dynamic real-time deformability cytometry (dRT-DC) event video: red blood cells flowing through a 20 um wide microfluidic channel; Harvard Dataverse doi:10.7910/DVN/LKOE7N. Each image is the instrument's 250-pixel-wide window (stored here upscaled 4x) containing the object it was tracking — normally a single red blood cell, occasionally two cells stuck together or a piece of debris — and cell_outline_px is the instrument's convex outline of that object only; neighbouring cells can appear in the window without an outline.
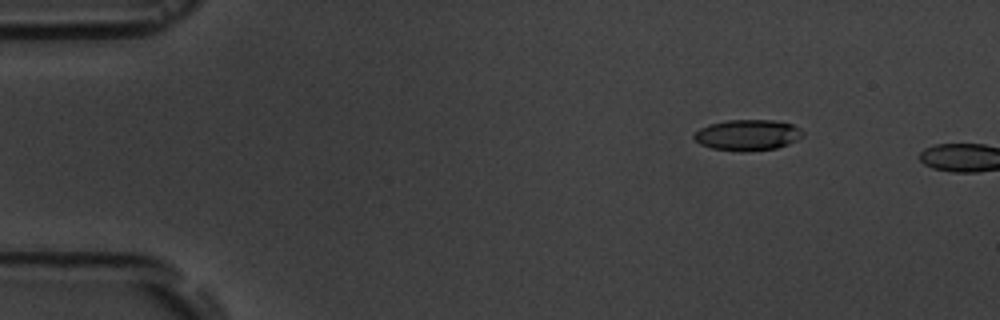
{"species": "common noctule bat (a hibernating species)", "species_latin": "Nyctalus noctula", "temperature_condition": "room temperature", "stored_images_in_passage": 2, "camera_frame_rate_fps": 3000, "um_per_image_px": 0.085, "animal": {"sex": "male", "body_mass_g": 19.5, "forearm_length_mm": 54.6}, "frame": {"image": 1, "passage_image": 1, "time_ms": 0.0, "image_size_px": [1000, 320], "cell_outline_px": [[804, 136], [788, 144], [776, 148], [712, 148], [700, 144], [692, 136], [700, 128], [708, 124], [728, 120], [776, 120], [792, 124], [800, 128], [804, 132]], "centroid_in_image_um": [63.58, 11.41], "position_along_channel_um": 21.4, "area_um2": 18.73}}